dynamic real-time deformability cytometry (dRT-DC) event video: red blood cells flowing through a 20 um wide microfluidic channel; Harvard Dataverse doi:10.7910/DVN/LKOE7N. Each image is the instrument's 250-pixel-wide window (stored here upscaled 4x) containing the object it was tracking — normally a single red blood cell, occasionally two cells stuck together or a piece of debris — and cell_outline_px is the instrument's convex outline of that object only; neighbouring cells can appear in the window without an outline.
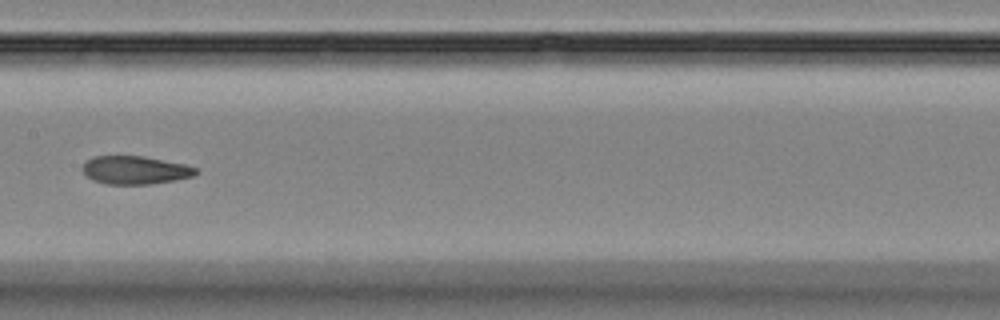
{"species": "Egyptian fruit bat (a non-hibernating species)", "species_latin": "Rousettus aegyptiacus", "temperature_condition": "room temperature", "stored_images_in_passage": 12, "camera_frame_rate_fps": 3000, "um_per_image_px": 0.085, "animal": {"sex": "female"}, "frame": {"image": 1, "passage_image": 9, "time_ms": 10.333, "image_size_px": [1000, 320], "cell_outline_px": [[200, 172], [192, 176], [176, 180], [152, 184], [108, 184], [92, 180], [80, 168], [92, 156], [144, 156], [184, 164], [196, 168]], "centroid_in_image_um": [11.49, 14.46], "position_along_channel_um": 195.9, "area_um2": 18.61}}
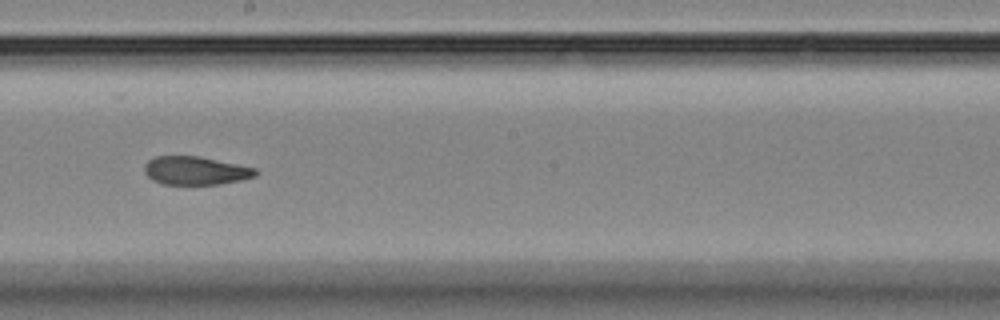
{"frame": {"image": 2, "passage_image": 10, "time_ms": 11.333, "image_size_px": [1000, 320], "cell_outline_px": [[260, 172], [256, 176], [240, 180], [220, 184], [164, 184], [152, 180], [144, 172], [144, 164], [148, 160], [156, 156], [200, 156], [256, 168]], "centroid_in_image_um": [16.63, 14.5], "position_along_channel_um": 231.6, "area_um2": 18.44}}
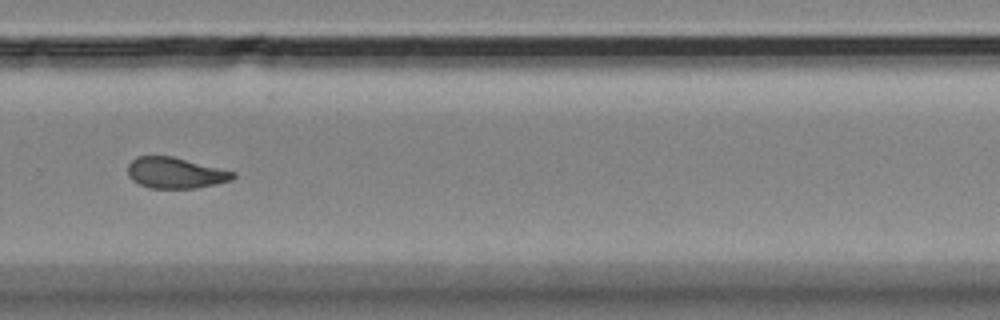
{"frame": {"image": 3, "passage_image": 12, "time_ms": 13.667, "image_size_px": [1000, 320], "cell_outline_px": [[236, 176], [232, 180], [216, 184], [196, 188], [152, 188], [140, 184], [132, 180], [128, 176], [128, 164], [136, 156], [172, 156], [236, 172]], "centroid_in_image_um": [14.91, 14.69], "position_along_channel_um": 314.9, "area_um2": 18.96}}